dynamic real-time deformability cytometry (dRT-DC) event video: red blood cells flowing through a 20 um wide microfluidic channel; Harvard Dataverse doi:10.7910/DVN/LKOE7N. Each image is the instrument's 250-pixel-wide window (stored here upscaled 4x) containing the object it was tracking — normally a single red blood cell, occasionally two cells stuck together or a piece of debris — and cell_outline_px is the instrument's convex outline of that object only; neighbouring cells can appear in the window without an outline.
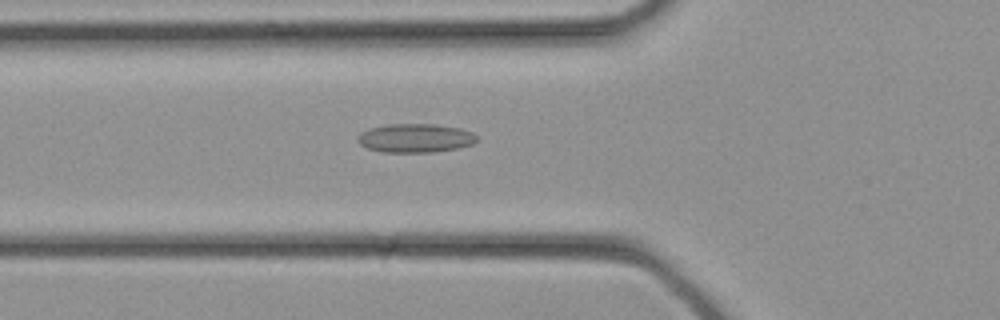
{"species": "common noctule bat (a hibernating species)", "species_latin": "Nyctalus noctula", "temperature_condition": "cold", "stored_images_in_passage": 26, "camera_frame_rate_fps": 3000, "um_per_image_px": 0.085, "animal": {"sex": "female", "body_mass_g": 21.9}, "frame": {"image": 1, "passage_image": 4, "time_ms": 1.0, "image_size_px": [1000, 320], "cell_outline_px": [[476, 140], [472, 144], [456, 148], [432, 152], [384, 152], [368, 148], [360, 144], [356, 140], [356, 136], [360, 132], [368, 128], [388, 124], [436, 124], [460, 128], [472, 132], [476, 136]], "centroid_in_image_um": [35.25, 11.73], "position_along_channel_um": 90.5, "area_um2": 20.0}}
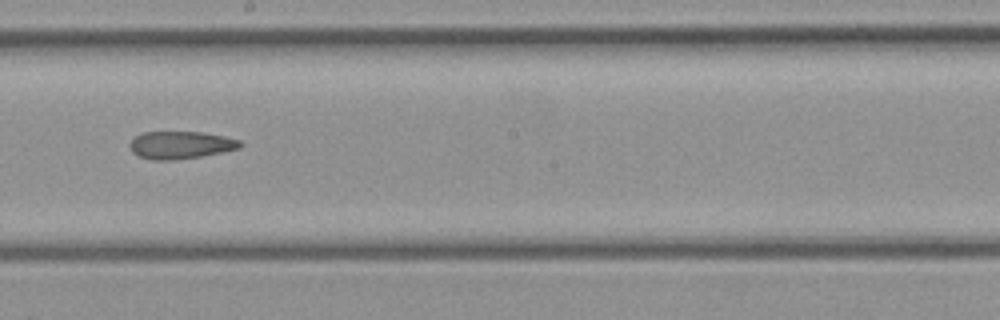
{"frame": {"image": 2, "passage_image": 11, "time_ms": 3.333, "image_size_px": [1000, 320], "cell_outline_px": [[244, 144], [240, 148], [224, 152], [200, 156], [172, 160], [152, 160], [140, 156], [132, 152], [128, 144], [140, 132], [200, 132], [224, 136], [240, 140]], "centroid_in_image_um": [15.36, 12.32], "position_along_channel_um": 232.8, "area_um2": 17.74}}
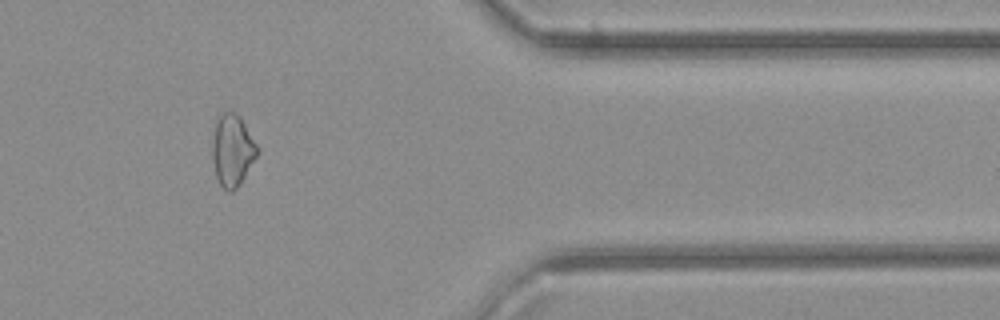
{"frame": {"image": 3, "passage_image": 20, "time_ms": 6.333, "image_size_px": [1000, 320], "cell_outline_px": [[260, 152], [240, 184], [232, 192], [228, 192], [220, 184], [216, 176], [212, 160], [212, 140], [216, 120], [220, 112], [232, 112], [240, 116], [260, 148]], "centroid_in_image_um": [19.77, 12.77], "position_along_channel_um": 391.6, "area_um2": 19.13}}